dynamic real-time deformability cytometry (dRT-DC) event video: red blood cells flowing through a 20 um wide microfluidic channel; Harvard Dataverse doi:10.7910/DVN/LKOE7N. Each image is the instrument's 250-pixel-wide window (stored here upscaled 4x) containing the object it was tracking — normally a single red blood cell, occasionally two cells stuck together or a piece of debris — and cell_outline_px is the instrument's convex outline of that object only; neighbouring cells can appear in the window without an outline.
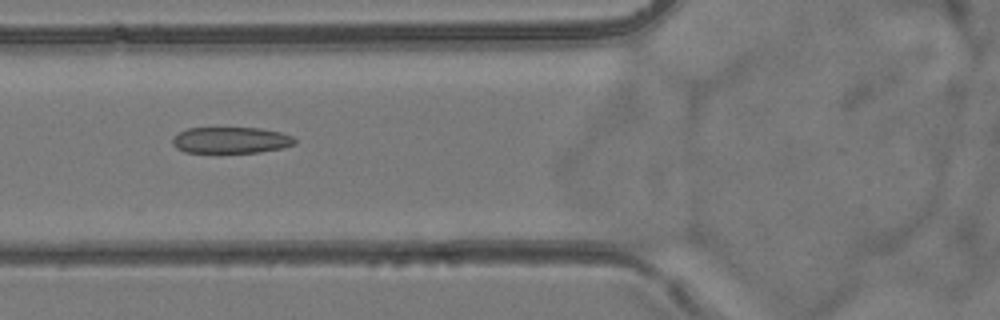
{"species": "common noctule bat (a hibernating species)", "species_latin": "Nyctalus noctula", "temperature_condition": "room temperature", "stored_images_in_passage": 5, "camera_frame_rate_fps": 3000, "um_per_image_px": 0.085, "animal": {"sex": "female", "body_mass_g": 24.6, "forearm_length_mm": 56.2}, "frame": {"image": 1, "passage_image": 3, "time_ms": 3.333, "image_size_px": [1000, 320], "cell_outline_px": [[296, 144], [280, 148], [260, 152], [220, 156], [184, 152], [176, 148], [172, 144], [172, 140], [180, 132], [188, 128], [260, 128], [280, 132], [292, 136], [296, 140]], "centroid_in_image_um": [19.59, 11.97], "position_along_channel_um": 106.2, "area_um2": 19.65}}
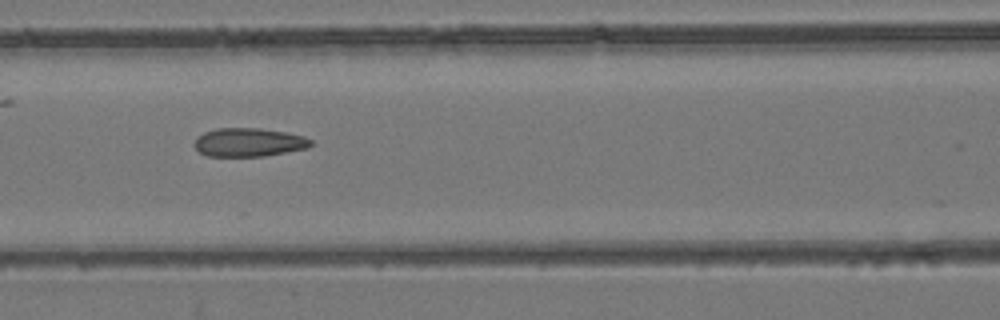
{"frame": {"image": 2, "passage_image": 4, "time_ms": 4.333, "image_size_px": [1000, 320], "cell_outline_px": [[312, 144], [308, 148], [264, 156], [208, 156], [200, 152], [192, 144], [204, 132], [216, 128], [260, 128], [284, 132], [304, 136], [312, 140]], "centroid_in_image_um": [21.15, 12.09], "position_along_channel_um": 145.4, "area_um2": 19.31}}
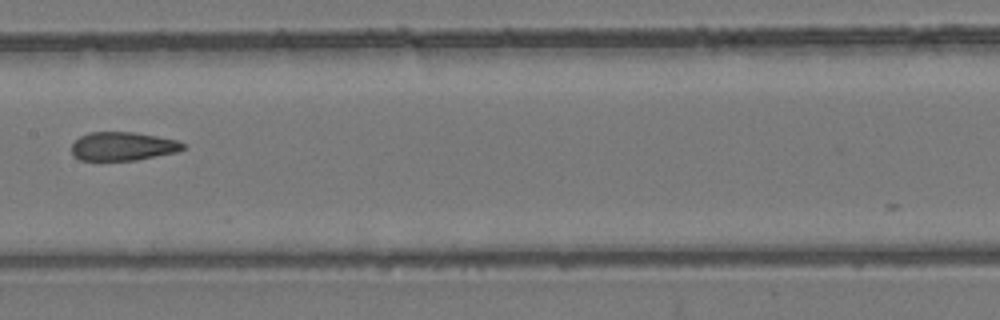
{"frame": {"image": 3, "passage_image": 5, "time_ms": 5.667, "image_size_px": [1000, 320], "cell_outline_px": [[184, 148], [176, 152], [136, 160], [80, 160], [72, 152], [72, 144], [80, 136], [88, 132], [132, 132], [156, 136], [176, 140], [184, 144]], "centroid_in_image_um": [10.42, 12.43], "position_along_channel_um": 197.0, "area_um2": 18.32}}